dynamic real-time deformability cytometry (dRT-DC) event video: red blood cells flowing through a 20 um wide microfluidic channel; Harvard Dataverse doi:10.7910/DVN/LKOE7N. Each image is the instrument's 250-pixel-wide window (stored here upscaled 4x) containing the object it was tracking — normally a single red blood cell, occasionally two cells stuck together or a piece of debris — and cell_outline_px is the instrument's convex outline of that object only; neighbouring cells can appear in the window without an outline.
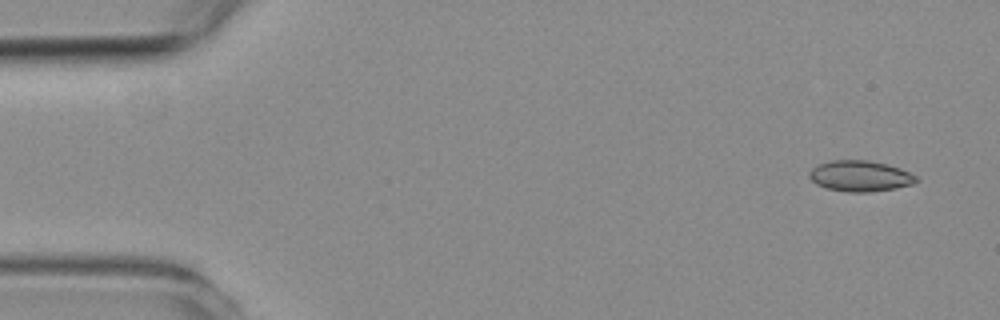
{"species": "common noctule bat (a hibernating species)", "species_latin": "Nyctalus noctula", "temperature_condition": "room temperature", "stored_images_in_passage": 14, "camera_frame_rate_fps": 3000, "um_per_image_px": 0.085, "animal": {"sex": "female", "body_mass_g": 19.3, "forearm_length_mm": 54.1}, "frame": {"image": 1, "passage_image": 1, "time_ms": 0.0, "image_size_px": [1000, 320], "cell_outline_px": [[920, 180], [912, 184], [896, 188], [868, 192], [848, 192], [828, 188], [816, 184], [808, 176], [808, 172], [812, 168], [820, 164], [832, 160], [868, 160], [888, 164], [900, 168], [916, 176]], "centroid_in_image_um": [73.12, 14.96], "position_along_channel_um": 11.9, "area_um2": 19.19}}
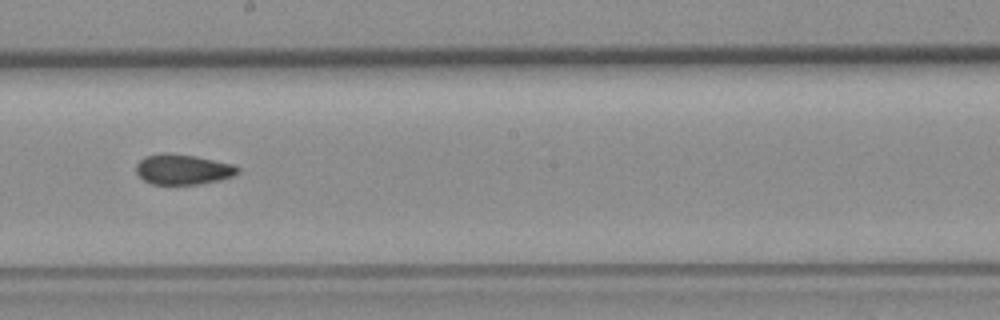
{"frame": {"image": 2, "passage_image": 8, "time_ms": 9.0, "image_size_px": [1000, 320], "cell_outline_px": [[240, 172], [232, 176], [220, 180], [200, 184], [152, 184], [144, 180], [136, 172], [136, 164], [144, 156], [160, 152], [168, 152], [196, 156], [232, 164], [240, 168]], "centroid_in_image_um": [15.53, 14.38], "position_along_channel_um": 232.7, "area_um2": 18.09}}
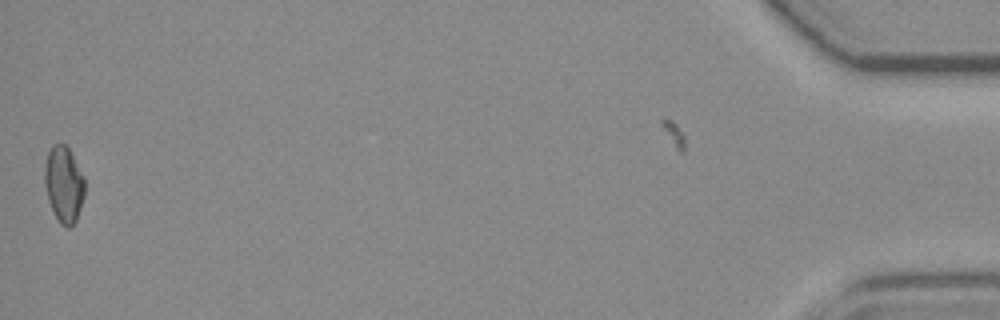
{"frame": {"image": 3, "passage_image": 14, "time_ms": 17.0, "image_size_px": [1000, 320], "cell_outline_px": [[84, 196], [76, 220], [68, 228], [60, 224], [48, 200], [44, 184], [44, 164], [48, 152], [52, 144], [64, 144], [68, 148], [84, 176]], "centroid_in_image_um": [5.41, 15.65], "position_along_channel_um": 429.8, "area_um2": 17.69}, "authors_computed_cell_mechanics": {"area_um2": 18.0336, "velocity_mm_per_s": 3.7662, "shape_relaxation_time_tau1_ms": 10.8156, "shape_relaxation_time_tau2_ms": 3.299, "deformation_change_tau1": 0.1594, "deformation_change_tau2": 0.0606}}